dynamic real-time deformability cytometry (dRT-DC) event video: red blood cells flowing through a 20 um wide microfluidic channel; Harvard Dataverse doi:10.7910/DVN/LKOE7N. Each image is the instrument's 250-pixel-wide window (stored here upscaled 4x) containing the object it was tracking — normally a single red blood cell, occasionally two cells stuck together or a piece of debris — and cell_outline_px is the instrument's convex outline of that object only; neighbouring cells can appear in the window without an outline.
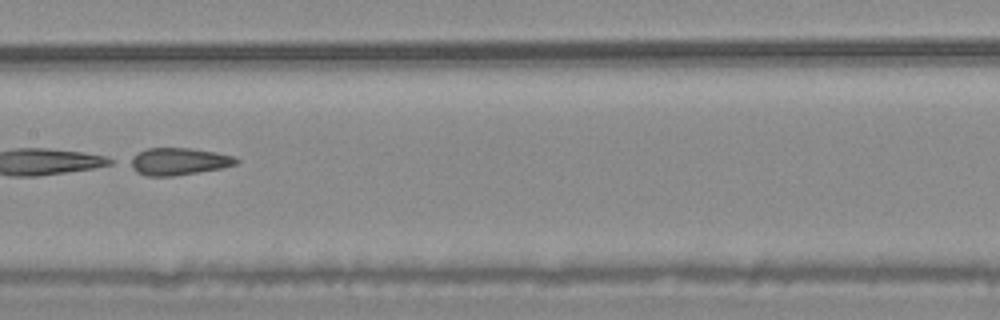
{"species": "common noctule bat (a hibernating species)", "species_latin": "Nyctalus noctula", "temperature_condition": "warm", "stored_images_in_passage": 10, "camera_frame_rate_fps": 3000, "um_per_image_px": 0.085, "animal": {"sex": "male", "body_mass_g": 20.4}, "frame": {"image": 1, "passage_image": 7, "time_ms": 2.0, "image_size_px": [1000, 320], "cell_outline_px": [[240, 160], [236, 164], [224, 168], [172, 176], [148, 176], [136, 172], [124, 164], [124, 160], [136, 152], [148, 148], [192, 148], [216, 152], [236, 156]], "centroid_in_image_um": [15.09, 13.72], "position_along_channel_um": 192.3, "area_um2": 17.46}}